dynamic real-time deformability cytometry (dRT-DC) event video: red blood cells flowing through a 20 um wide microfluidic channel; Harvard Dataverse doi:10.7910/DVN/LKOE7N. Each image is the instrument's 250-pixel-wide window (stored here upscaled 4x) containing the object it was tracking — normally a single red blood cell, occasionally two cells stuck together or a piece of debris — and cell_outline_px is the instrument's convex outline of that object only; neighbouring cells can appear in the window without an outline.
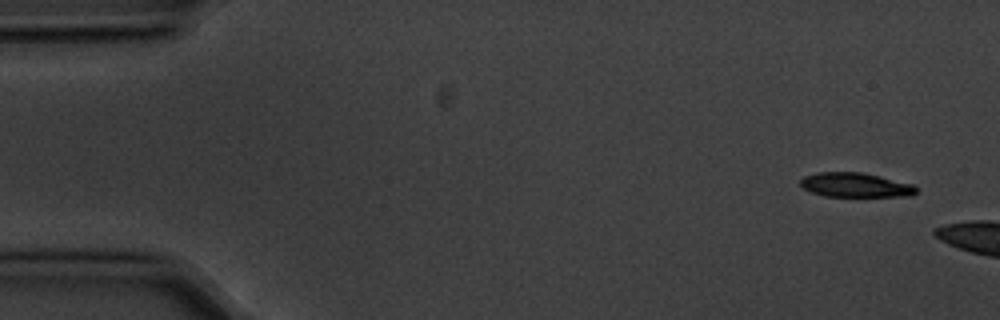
{"species": "common noctule bat (a hibernating species)", "species_latin": "Nyctalus noctula", "temperature_condition": "cold", "stored_images_in_passage": 5, "camera_frame_rate_fps": 3000, "um_per_image_px": 0.085, "animal": {"sex": "male", "body_mass_g": 20.1, "forearm_length_mm": 53.5}, "frame": {"image": 1, "passage_image": 1, "time_ms": 0.0, "image_size_px": [1000, 320], "cell_outline_px": [[916, 192], [912, 196], [824, 196], [812, 192], [804, 188], [800, 184], [800, 180], [804, 176], [820, 172], [860, 172], [880, 176], [912, 184], [916, 188]], "centroid_in_image_um": [72.7, 15.72], "position_along_channel_um": 12.3, "area_um2": 16.3}}
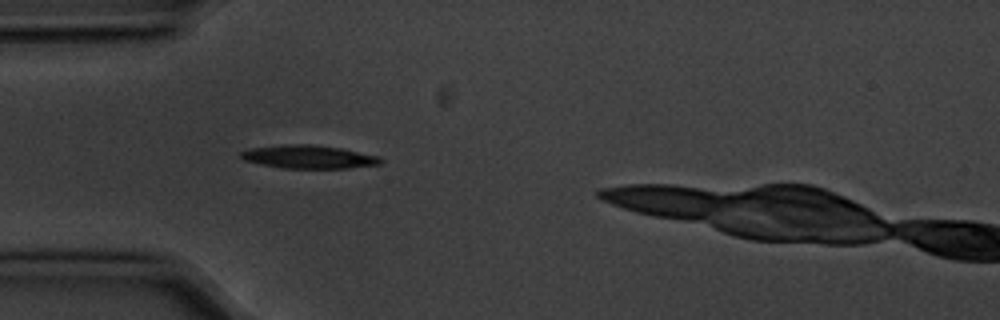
{"frame": {"image": 2, "passage_image": 5, "time_ms": 1.333, "image_size_px": [1000, 320], "cell_outline_px": [[384, 160], [380, 164], [348, 168], [284, 168], [260, 164], [244, 160], [240, 156], [240, 152], [248, 148], [288, 144], [308, 144], [340, 148], [380, 156]], "centroid_in_image_um": [26.24, 13.33], "position_along_channel_um": 58.8, "area_um2": 18.9}}